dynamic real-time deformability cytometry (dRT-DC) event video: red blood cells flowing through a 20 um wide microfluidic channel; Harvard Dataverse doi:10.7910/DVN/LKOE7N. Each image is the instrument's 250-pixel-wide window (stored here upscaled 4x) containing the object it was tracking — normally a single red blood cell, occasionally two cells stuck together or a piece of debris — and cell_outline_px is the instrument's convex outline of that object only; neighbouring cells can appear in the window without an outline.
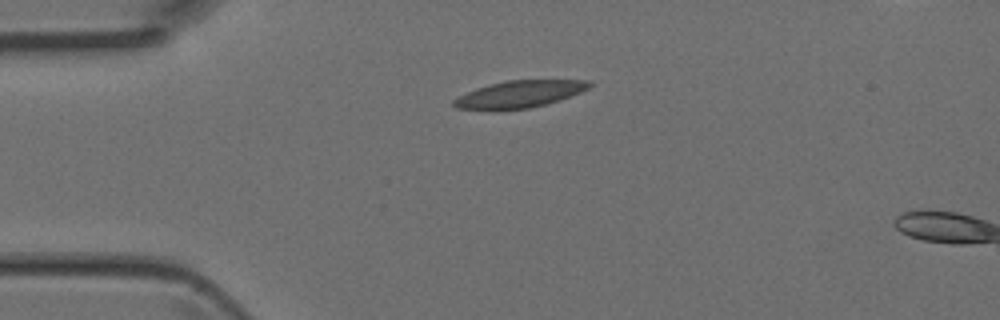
{"species": "Egyptian fruit bat (a non-hibernating species)", "species_latin": "Rousettus aegyptiacus", "temperature_condition": "room temperature", "stored_images_in_passage": 2, "camera_frame_rate_fps": 3000, "um_per_image_px": 0.085, "animal": {"sex": "female"}, "frame": {"image": 1, "passage_image": 1, "time_ms": 0.0, "image_size_px": [1000, 320], "cell_outline_px": [[592, 84], [588, 88], [580, 92], [560, 100], [528, 108], [496, 112], [456, 108], [452, 104], [452, 100], [476, 88], [508, 80], [592, 80]], "centroid_in_image_um": [44.11, 8.03], "position_along_channel_um": 40.9, "area_um2": 21.62}}